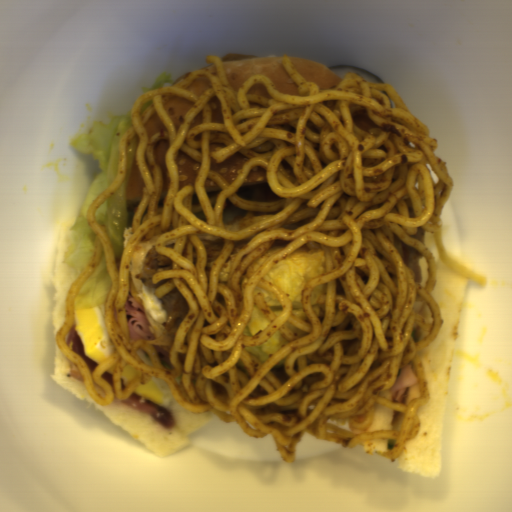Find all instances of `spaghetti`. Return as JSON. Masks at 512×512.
Masks as SVG:
<instances>
[{
  "label": "spaghetti",
  "mask_w": 512,
  "mask_h": 512,
  "mask_svg": "<svg viewBox=\"0 0 512 512\" xmlns=\"http://www.w3.org/2000/svg\"><path fill=\"white\" fill-rule=\"evenodd\" d=\"M205 59L217 74L193 69L172 87L143 92L132 102V125L119 141L115 177L85 213L93 254L67 290L55 344L100 406L162 378L185 409L211 411L225 423H238L248 436L271 434L289 463L297 459L306 432L346 449L394 439L383 457L399 458L420 431L419 407L431 398L417 353L434 342L443 324L431 293L438 280L434 252L410 235L428 230L447 266L485 287L488 280L449 256L444 245L442 212L455 179L433 152L438 138L430 137V127L389 83L368 82L349 71L334 88L321 90L284 53L282 66L299 95L281 91L265 73L250 75L235 90L221 57ZM202 75L213 87L194 95L185 86ZM173 94L196 104L177 132L163 105ZM155 110L168 131L149 139L143 124ZM135 133L136 163L146 188L118 271L95 209L122 183L125 149ZM158 139H167L171 148L169 188L157 207L162 172L153 147ZM181 148L202 164L195 185L178 190ZM237 151L250 159L228 185L209 169L210 160L219 164ZM259 164L284 199L243 200L236 193ZM226 197L246 212L224 224ZM396 233L425 256V288L396 249ZM154 239L158 252L173 259L171 270L153 274L154 284L169 280L156 297L177 285L189 307L170 314L165 326L173 337L133 342L125 310L127 268L136 247ZM306 242L309 249H324L327 259V273L304 289L302 310L311 323L299 320L291 300L261 279ZM101 255L112 277L105 322L117 351L91 374L64 338L75 318L74 297ZM258 284L282 302L280 316L262 293L254 296ZM254 302L271 323L248 337L241 333ZM276 329L288 341L263 364L244 346L265 342ZM411 360L422 396L406 404L381 398L378 393L390 389ZM127 362L143 374L121 390ZM377 401L404 412L400 432H367Z\"/></svg>",
  "instance_id": "spaghetti-1"
}]
</instances>
